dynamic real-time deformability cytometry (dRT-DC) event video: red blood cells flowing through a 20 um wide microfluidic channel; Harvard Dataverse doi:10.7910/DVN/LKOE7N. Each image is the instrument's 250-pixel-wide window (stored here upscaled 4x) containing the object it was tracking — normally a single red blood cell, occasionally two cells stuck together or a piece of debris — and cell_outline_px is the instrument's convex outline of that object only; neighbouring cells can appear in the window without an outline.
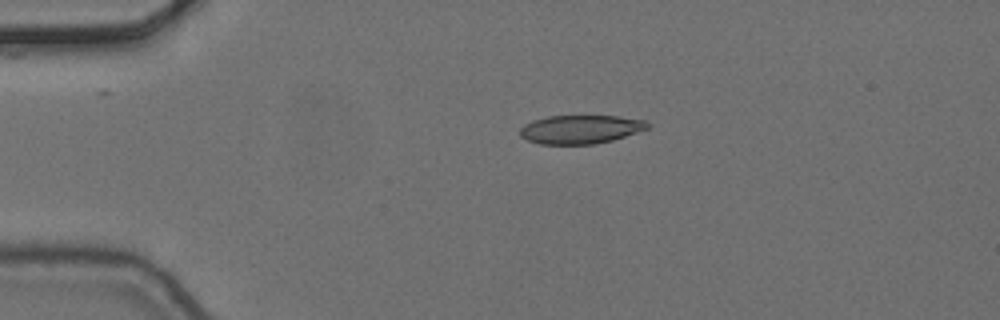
{"species": "common noctule bat (a hibernating species)", "species_latin": "Nyctalus noctula", "temperature_condition": "cold", "stored_images_in_passage": 5, "camera_frame_rate_fps": 3000, "um_per_image_px": 0.085, "animal": {"sex": "female", "body_mass_g": 24.6, "forearm_length_mm": 56.2}, "frame": {"image": 1, "passage_image": 4, "time_ms": 1.0, "image_size_px": [1000, 320], "cell_outline_px": [[652, 124], [648, 128], [612, 140], [596, 144], [540, 144], [528, 140], [520, 136], [520, 128], [524, 124], [532, 120], [548, 116], [620, 116], [648, 120]], "centroid_in_image_um": [49.36, 10.98], "position_along_channel_um": 35.6, "area_um2": 21.39}}